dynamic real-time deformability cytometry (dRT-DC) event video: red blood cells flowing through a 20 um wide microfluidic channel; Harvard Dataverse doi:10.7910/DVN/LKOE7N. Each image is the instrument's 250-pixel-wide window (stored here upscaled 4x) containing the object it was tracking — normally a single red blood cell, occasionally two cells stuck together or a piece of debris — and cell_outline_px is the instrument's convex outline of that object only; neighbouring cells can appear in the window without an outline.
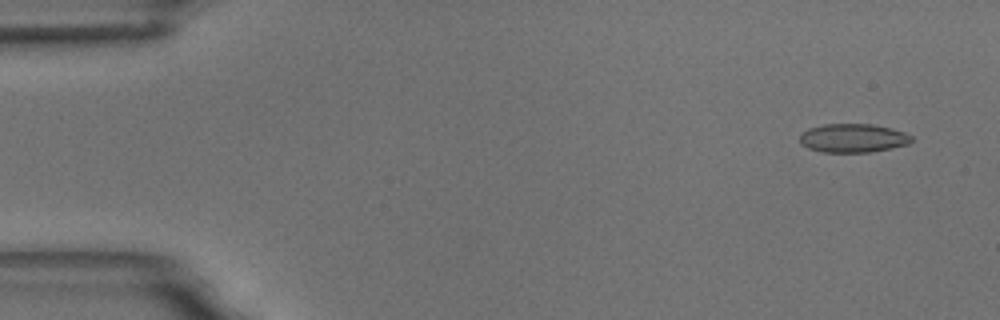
{"species": "common noctule bat (a hibernating species)", "species_latin": "Nyctalus noctula", "temperature_condition": "room temperature", "stored_images_in_passage": 7, "camera_frame_rate_fps": 3000, "um_per_image_px": 0.085, "animal": {"sex": "male", "body_mass_g": 18.8}, "frame": {"image": 1, "passage_image": 2, "time_ms": 1.0, "image_size_px": [1000, 320], "cell_outline_px": [[912, 140], [908, 144], [868, 152], [820, 152], [808, 148], [800, 144], [800, 136], [808, 128], [824, 124], [872, 124], [892, 128], [904, 132], [912, 136]], "centroid_in_image_um": [72.48, 11.73], "position_along_channel_um": 12.5, "area_um2": 18.61}}